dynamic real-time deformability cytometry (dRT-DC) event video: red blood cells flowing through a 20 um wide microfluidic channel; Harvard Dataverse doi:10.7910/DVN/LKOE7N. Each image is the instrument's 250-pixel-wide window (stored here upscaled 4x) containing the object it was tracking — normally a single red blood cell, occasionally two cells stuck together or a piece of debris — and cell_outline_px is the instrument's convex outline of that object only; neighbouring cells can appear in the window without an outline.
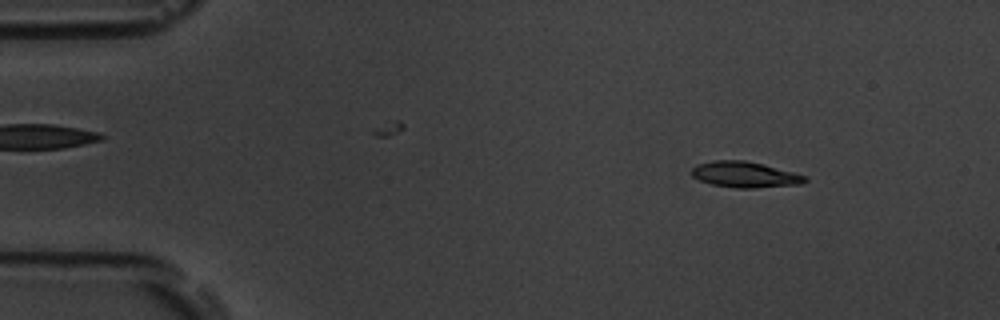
{"species": "common noctule bat (a hibernating species)", "species_latin": "Nyctalus noctula", "temperature_condition": "room temperature", "stored_images_in_passage": 55, "camera_frame_rate_fps": 3000, "um_per_image_px": 0.085, "animal": {"sex": "male", "body_mass_g": 19.5, "forearm_length_mm": 54.6}, "frame": {"image": 1, "passage_image": 7, "time_ms": 2.0, "image_size_px": [1000, 320], "cell_outline_px": [[808, 180], [800, 184], [756, 188], [736, 188], [712, 184], [700, 180], [692, 176], [692, 168], [696, 164], [712, 160], [744, 160], [764, 164], [808, 176]], "centroid_in_image_um": [63.32, 14.83], "position_along_channel_um": 21.7, "area_um2": 17.17}}
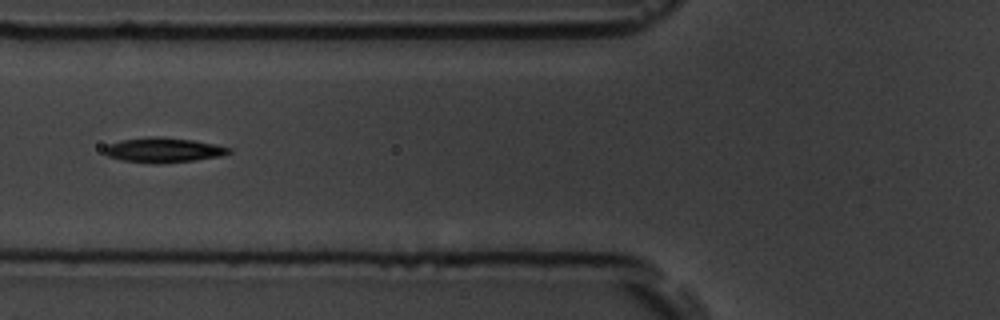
{"frame": {"image": 2, "passage_image": 21, "time_ms": 6.667, "image_size_px": [1000, 320], "cell_outline_px": [[232, 152], [224, 156], [196, 160], [160, 164], [156, 164], [124, 160], [108, 156], [104, 152], [104, 148], [108, 144], [120, 140], [148, 136], [156, 136], [192, 140], [216, 144], [232, 148]], "centroid_in_image_um": [13.93, 12.75], "position_along_channel_um": 111.9, "area_um2": 18.21}}
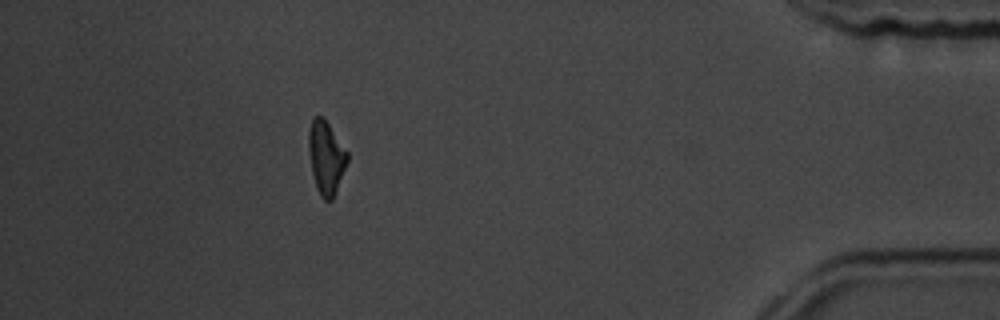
{"frame": {"image": 3, "passage_image": 49, "time_ms": 16.0, "image_size_px": [1000, 320], "cell_outline_px": [[348, 160], [332, 200], [324, 200], [320, 196], [316, 188], [312, 172], [308, 148], [308, 132], [312, 116], [320, 116], [328, 124], [348, 152]], "centroid_in_image_um": [27.7, 13.38], "position_along_channel_um": 407.5, "area_um2": 16.3}, "authors_computed_cell_mechanics": {"area_um2": 16.9354, "velocity_mm_per_s": 3.7294, "shape_relaxation_time_tau1_ms": 1.9956, "shape_relaxation_time_tau2_ms": 2.6894, "deformation_change_tau1": 0.1538, "deformation_change_tau2": 0.0998}}